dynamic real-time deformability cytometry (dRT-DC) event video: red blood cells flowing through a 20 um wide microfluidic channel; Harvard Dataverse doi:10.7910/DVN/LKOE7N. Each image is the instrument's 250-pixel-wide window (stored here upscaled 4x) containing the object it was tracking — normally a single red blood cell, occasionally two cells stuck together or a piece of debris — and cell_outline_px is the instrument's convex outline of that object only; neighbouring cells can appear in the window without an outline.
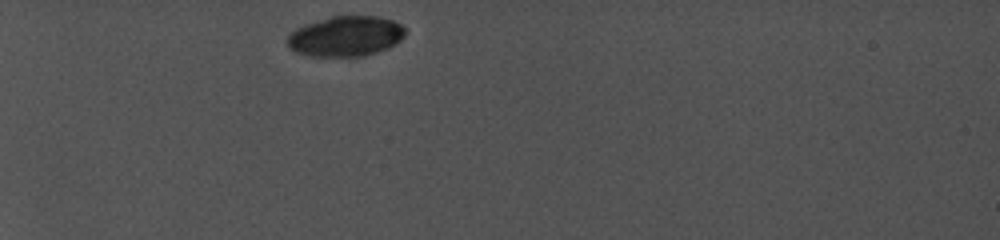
{"species": "common noctule bat (a hibernating species)", "species_latin": "Nyctalus noctula", "temperature_condition": "cold", "stored_images_in_passage": 4, "camera_frame_rate_fps": 5000, "um_per_image_px": 0.085, "animal": {"sex": "female", "body_mass_g": 19.0, "forearm_length_mm": 56.7}, "frame": {"image": 1, "passage_image": 1, "time_ms": 0.0, "image_size_px": [1000, 240], "cell_outline_px": [[408, 28], [404, 36], [396, 44], [388, 48], [364, 56], [308, 56], [296, 52], [288, 48], [288, 36], [296, 28], [304, 24], [328, 16], [380, 16], [392, 20]], "centroid_in_image_um": [29.4, 3.07], "position_along_channel_um": 55.6, "area_um2": 27.98}}
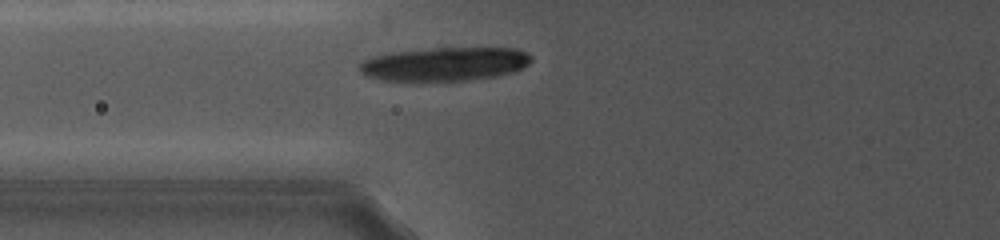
{"frame": {"image": 2, "passage_image": 4, "time_ms": 2.2, "image_size_px": [1000, 240], "cell_outline_px": [[532, 60], [524, 68], [512, 72], [496, 76], [464, 80], [420, 84], [412, 84], [380, 80], [364, 76], [360, 72], [360, 64], [364, 60], [372, 56], [392, 52], [432, 48], [516, 48], [528, 52], [532, 56]], "centroid_in_image_um": [37.74, 5.49], "position_along_channel_um": 88.1, "area_um2": 34.97}}